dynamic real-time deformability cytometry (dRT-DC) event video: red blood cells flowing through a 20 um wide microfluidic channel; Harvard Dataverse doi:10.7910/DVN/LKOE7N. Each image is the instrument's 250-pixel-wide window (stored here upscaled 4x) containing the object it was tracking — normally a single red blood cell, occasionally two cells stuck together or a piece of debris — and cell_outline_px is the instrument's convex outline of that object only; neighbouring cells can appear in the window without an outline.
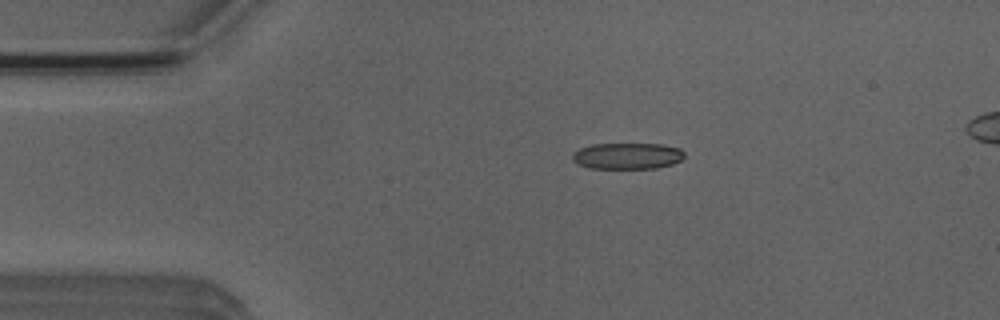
{"species": "Egyptian fruit bat (a non-hibernating species)", "species_latin": "Rousettus aegyptiacus", "temperature_condition": "room temperature", "stored_images_in_passage": 5, "segment_of_instrument_passage": [1, 2], "camera_frame_rate_fps": 3000, "um_per_image_px": 0.085, "animal": {"sex": "male"}, "frame": {"image": 1, "passage_image": 3, "time_ms": 2.333, "image_size_px": [1000, 320], "cell_outline_px": [[684, 156], [680, 160], [672, 164], [656, 168], [588, 168], [572, 160], [572, 152], [580, 148], [592, 144], [664, 144], [680, 148], [684, 152]], "centroid_in_image_um": [53.32, 13.25], "position_along_channel_um": 31.7, "area_um2": 17.17}}